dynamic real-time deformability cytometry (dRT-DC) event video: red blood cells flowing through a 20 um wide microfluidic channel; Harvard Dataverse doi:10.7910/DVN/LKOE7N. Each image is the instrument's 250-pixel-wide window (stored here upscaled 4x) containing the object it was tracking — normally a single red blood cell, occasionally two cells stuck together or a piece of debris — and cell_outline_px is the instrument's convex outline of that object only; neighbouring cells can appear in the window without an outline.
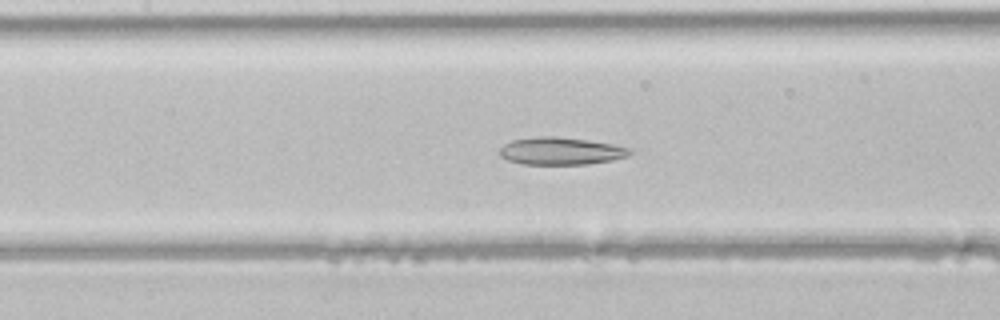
{"species": "common noctule bat (a hibernating species)", "species_latin": "Nyctalus noctula", "temperature_condition": "room temperature", "stored_images_in_passage": 38, "camera_frame_rate_fps": 3000, "um_per_image_px": 0.085, "animal": {"sex": "male", "body_mass_g": 21.5, "forearm_length_mm": 52.0}, "frame": {"image": 1, "passage_image": 12, "time_ms": 3.667, "image_size_px": [1000, 320], "cell_outline_px": [[636, 152], [628, 156], [612, 160], [588, 164], [524, 164], [508, 160], [500, 156], [500, 148], [504, 144], [512, 140], [540, 136], [556, 136], [588, 140], [612, 144], [632, 148]], "centroid_in_image_um": [47.72, 12.83], "position_along_channel_um": 159.7, "area_um2": 20.92}}
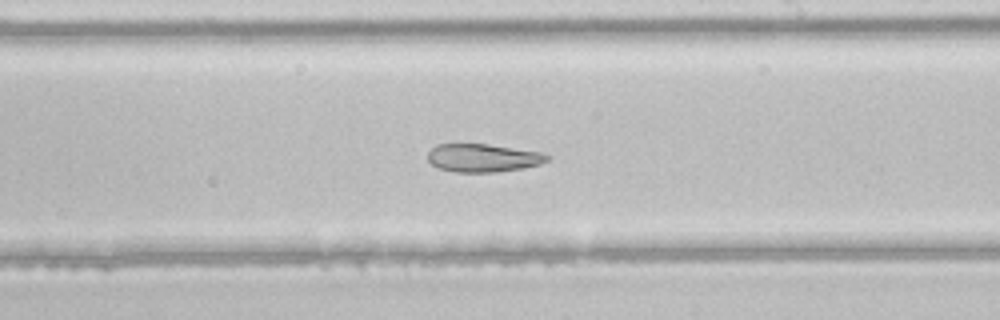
{"frame": {"image": 2, "passage_image": 18, "time_ms": 5.667, "image_size_px": [1000, 320], "cell_outline_px": [[548, 160], [540, 164], [520, 168], [496, 172], [456, 172], [440, 168], [432, 164], [428, 160], [428, 152], [436, 144], [488, 144], [540, 152], [548, 156]], "centroid_in_image_um": [41.02, 13.41], "position_along_channel_um": 248.0, "area_um2": 19.31}}
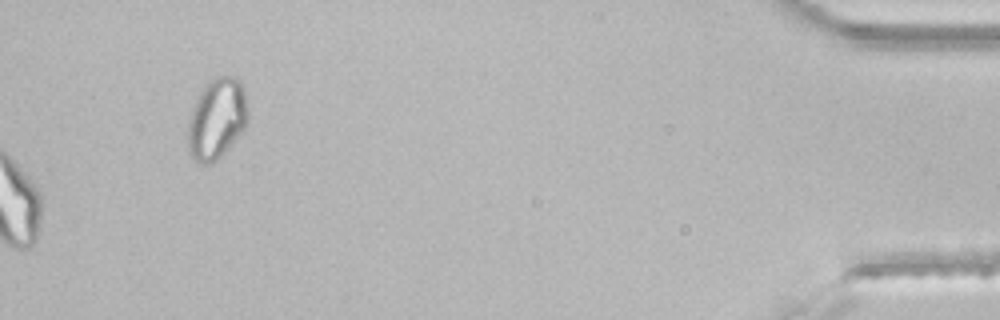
{"frame": {"image": 3, "passage_image": 38, "time_ms": 12.333, "image_size_px": [1000, 320], "cell_outline_px": [[248, 120], [244, 128], [228, 148], [216, 160], [208, 164], [200, 164], [188, 152], [188, 120], [192, 108], [200, 92], [208, 80], [216, 76], [236, 76], [240, 80], [244, 88], [248, 108]], "centroid_in_image_um": [18.43, 10.06], "position_along_channel_um": 416.8, "area_um2": 28.38}}